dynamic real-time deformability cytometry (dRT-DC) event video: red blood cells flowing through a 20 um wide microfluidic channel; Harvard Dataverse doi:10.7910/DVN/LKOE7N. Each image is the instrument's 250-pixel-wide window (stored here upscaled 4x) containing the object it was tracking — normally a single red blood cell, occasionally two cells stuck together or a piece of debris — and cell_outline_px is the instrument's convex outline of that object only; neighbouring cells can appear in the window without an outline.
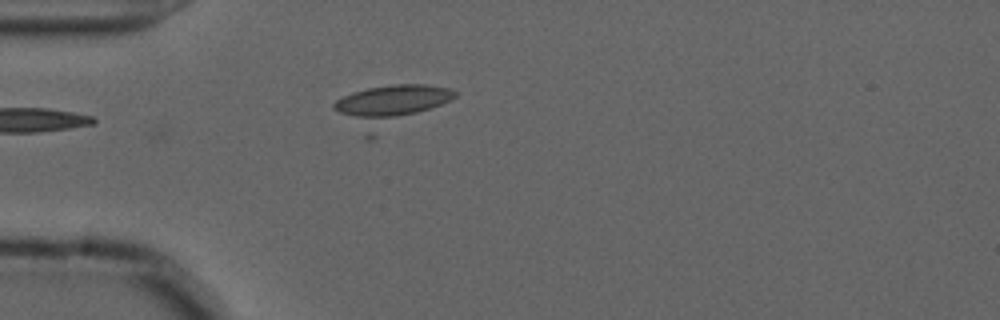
{"species": "common noctule bat (a hibernating species)", "species_latin": "Nyctalus noctula", "temperature_condition": "cold", "stored_images_in_passage": 48, "camera_frame_rate_fps": 3000, "um_per_image_px": 0.085, "animal": {"sex": "male", "forearm_length_mm": 52.5}, "frame": {"image": 1, "passage_image": 8, "time_ms": 2.333, "image_size_px": [1000, 320], "cell_outline_px": [[456, 96], [440, 104], [416, 112], [376, 120], [364, 120], [340, 112], [332, 108], [332, 104], [336, 100], [352, 92], [368, 88], [392, 84], [428, 84], [448, 88], [456, 92]], "centroid_in_image_um": [33.31, 8.55], "position_along_channel_um": 51.7, "area_um2": 21.85}}
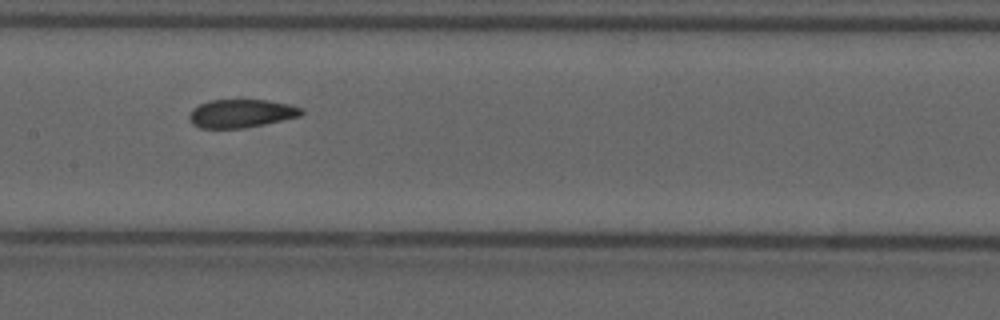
{"frame": {"image": 2, "passage_image": 20, "time_ms": 6.333, "image_size_px": [1000, 320], "cell_outline_px": [[304, 112], [300, 116], [264, 124], [244, 128], [200, 128], [192, 124], [188, 116], [192, 108], [208, 100], [268, 100], [288, 104], [304, 108]], "centroid_in_image_um": [20.49, 9.64], "position_along_channel_um": 186.9, "area_um2": 18.55}}
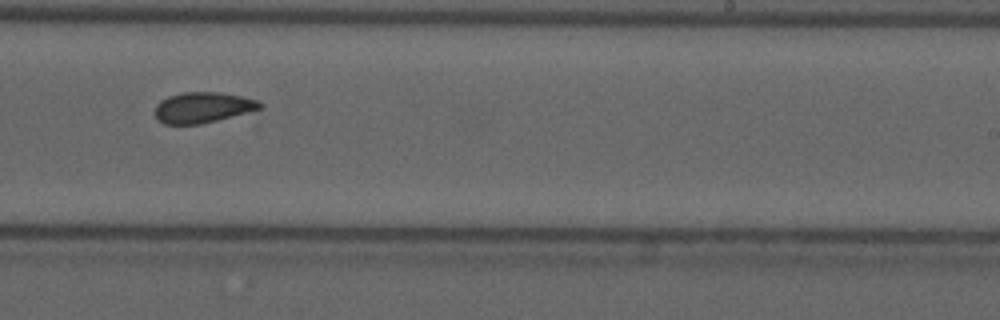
{"frame": {"image": 3, "passage_image": 27, "time_ms": 8.667, "image_size_px": [1000, 320], "cell_outline_px": [[264, 108], [200, 124], [164, 124], [156, 116], [156, 104], [160, 100], [168, 96], [184, 92], [220, 92], [240, 96], [256, 100], [264, 104]], "centroid_in_image_um": [17.25, 9.13], "position_along_channel_um": 271.8, "area_um2": 18.61}}